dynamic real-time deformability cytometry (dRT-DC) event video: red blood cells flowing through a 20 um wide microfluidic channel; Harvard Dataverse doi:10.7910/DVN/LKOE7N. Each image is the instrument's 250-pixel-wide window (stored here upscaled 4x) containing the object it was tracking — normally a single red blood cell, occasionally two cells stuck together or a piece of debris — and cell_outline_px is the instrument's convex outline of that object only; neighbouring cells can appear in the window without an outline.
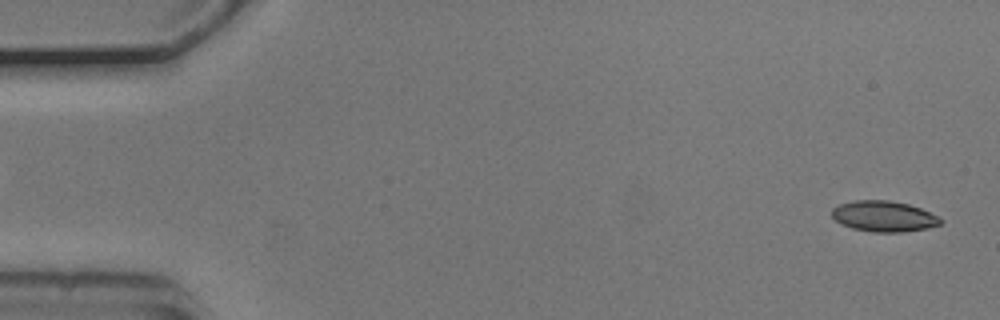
{"species": "common noctule bat (a hibernating species)", "species_latin": "Nyctalus noctula", "temperature_condition": "cold", "stored_images_in_passage": 54, "camera_frame_rate_fps": 3000, "um_per_image_px": 0.085, "animal": {"sex": "male", "body_mass_g": 20.5, "forearm_length_mm": 52.5}, "frame": {"image": 1, "passage_image": 2, "time_ms": 0.333, "image_size_px": [1000, 320], "cell_outline_px": [[944, 220], [940, 224], [928, 228], [900, 232], [872, 232], [852, 228], [840, 224], [832, 216], [832, 208], [840, 204], [852, 200], [888, 200], [908, 204], [920, 208], [940, 216]], "centroid_in_image_um": [75.13, 18.38], "position_along_channel_um": 9.9, "area_um2": 19.59}}
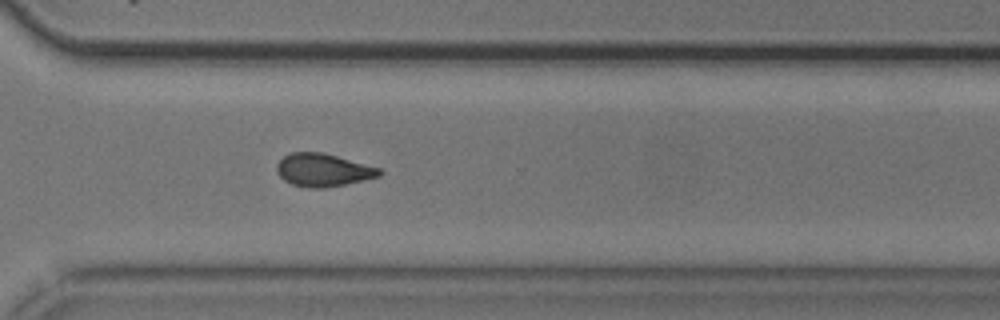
{"frame": {"image": 2, "passage_image": 39, "time_ms": 12.667, "image_size_px": [1000, 320], "cell_outline_px": [[384, 172], [380, 176], [364, 180], [324, 188], [308, 188], [292, 184], [284, 180], [276, 172], [276, 164], [284, 156], [292, 152], [324, 152], [380, 168]], "centroid_in_image_um": [27.46, 14.45], "position_along_channel_um": 343.1, "area_um2": 19.77}}
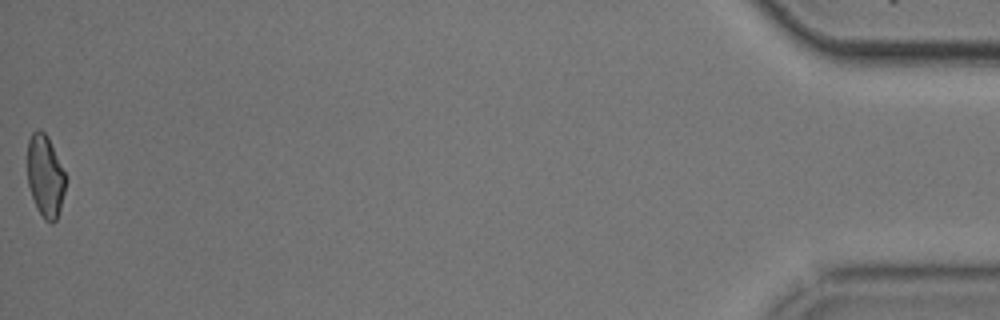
{"frame": {"image": 3, "passage_image": 54, "time_ms": 17.667, "image_size_px": [1000, 320], "cell_outline_px": [[64, 192], [60, 208], [56, 220], [52, 224], [48, 224], [44, 220], [36, 208], [28, 184], [28, 140], [32, 132], [36, 128], [40, 128], [48, 136], [64, 172]], "centroid_in_image_um": [3.82, 14.97], "position_along_channel_um": 431.4, "area_um2": 18.15}, "authors_computed_cell_mechanics": {"area_um2": 19.6231, "velocity_mm_per_s": 3.7306, "shape_relaxation_time_tau1_ms": 7.0453, "shape_relaxation_time_tau2_ms": 2.5946, "deformation_change_tau1": 0.1526, "deformation_change_tau2": 0.084}}